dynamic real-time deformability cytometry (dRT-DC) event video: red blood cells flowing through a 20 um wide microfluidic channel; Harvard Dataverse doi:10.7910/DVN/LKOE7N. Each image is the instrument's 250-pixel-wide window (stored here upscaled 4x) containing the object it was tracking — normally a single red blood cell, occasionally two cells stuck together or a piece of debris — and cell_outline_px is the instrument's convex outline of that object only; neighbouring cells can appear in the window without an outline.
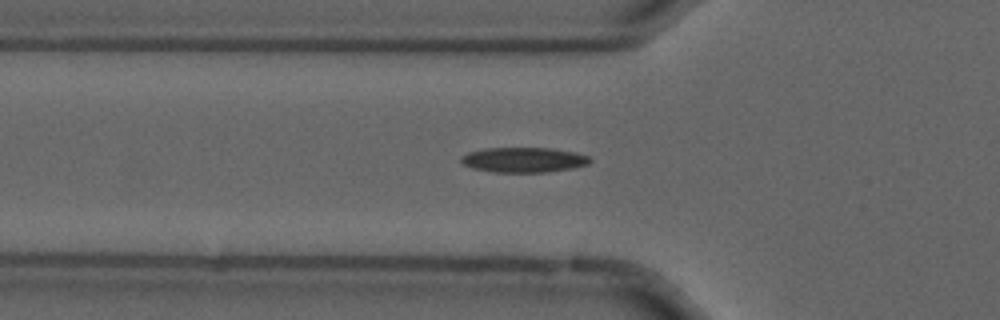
{"species": "common noctule bat (a hibernating species)", "species_latin": "Nyctalus noctula", "temperature_condition": "cold", "stored_images_in_passage": 55, "camera_frame_rate_fps": 3000, "um_per_image_px": 0.085, "animal": {"sex": "male", "forearm_length_mm": 52.5}, "frame": {"image": 1, "passage_image": 18, "time_ms": 5.667, "image_size_px": [1000, 320], "cell_outline_px": [[592, 160], [588, 164], [572, 168], [548, 172], [492, 172], [472, 168], [464, 164], [460, 160], [460, 156], [468, 152], [484, 148], [552, 148], [572, 152], [588, 156]], "centroid_in_image_um": [44.48, 13.59], "position_along_channel_um": 81.3, "area_um2": 18.79}}
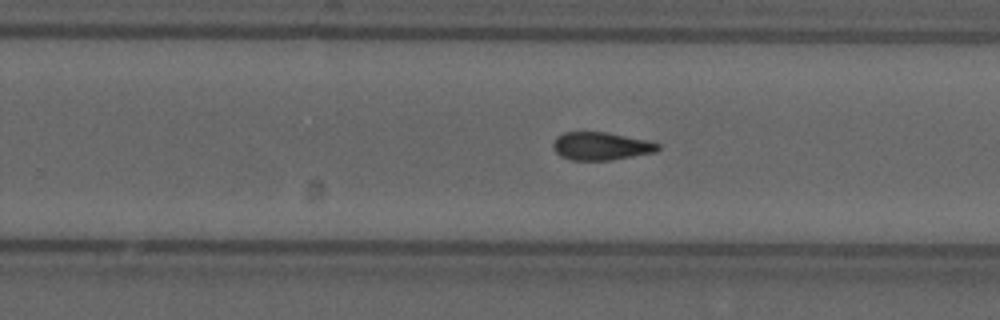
{"frame": {"image": 2, "passage_image": 34, "time_ms": 11.0, "image_size_px": [1000, 320], "cell_outline_px": [[660, 148], [656, 152], [612, 160], [572, 160], [560, 156], [552, 148], [552, 144], [556, 136], [564, 132], [608, 132], [652, 140], [660, 144]], "centroid_in_image_um": [51.12, 12.41], "position_along_channel_um": 278.7, "area_um2": 17.46}}
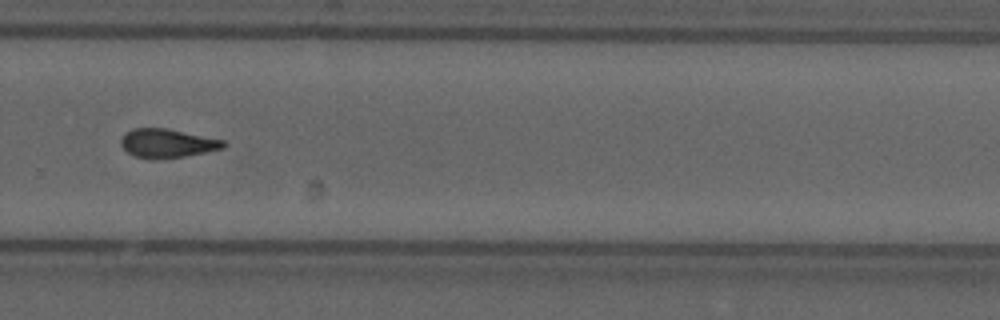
{"frame": {"image": 3, "passage_image": 37, "time_ms": 12.0, "image_size_px": [1000, 320], "cell_outline_px": [[228, 144], [224, 148], [184, 156], [156, 160], [148, 160], [132, 156], [120, 144], [120, 140], [132, 128], [164, 128], [224, 140]], "centroid_in_image_um": [14.2, 12.2], "position_along_channel_um": 315.6, "area_um2": 17.22}, "authors_computed_cell_mechanics": {"area_um2": 17.2244, "velocity_mm_per_s": 3.6989, "shape_relaxation_time_tau1_ms": null, "shape_relaxation_time_tau2_ms": 5.2621, "deformation_change_tau1": null, "deformation_change_tau2": 0.1346}}